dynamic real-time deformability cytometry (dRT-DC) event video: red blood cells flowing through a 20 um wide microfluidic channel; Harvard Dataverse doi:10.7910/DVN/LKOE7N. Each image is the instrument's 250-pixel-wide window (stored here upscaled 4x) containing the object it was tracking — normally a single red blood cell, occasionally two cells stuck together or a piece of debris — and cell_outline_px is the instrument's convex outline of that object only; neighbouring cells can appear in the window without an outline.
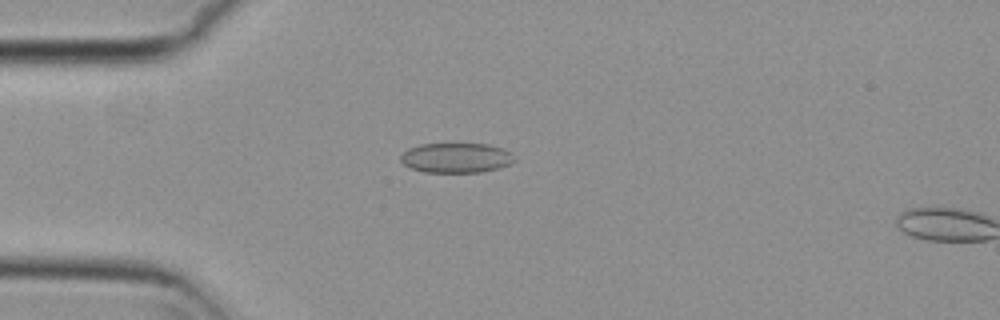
{"species": "common noctule bat (a hibernating species)", "species_latin": "Nyctalus noctula", "temperature_condition": "cold", "stored_images_in_passage": 4, "camera_frame_rate_fps": 3000, "um_per_image_px": 0.085, "animal": {"sex": "female", "body_mass_g": 29.2, "forearm_length_mm": 56.3}, "frame": {"image": 1, "passage_image": 2, "time_ms": 0.333, "image_size_px": [1000, 320], "cell_outline_px": [[516, 160], [500, 168], [480, 172], [424, 172], [412, 168], [404, 164], [400, 160], [400, 156], [408, 148], [420, 144], [488, 144], [504, 148], [512, 152]], "centroid_in_image_um": [38.8, 13.41], "position_along_channel_um": 46.2, "area_um2": 19.88}}